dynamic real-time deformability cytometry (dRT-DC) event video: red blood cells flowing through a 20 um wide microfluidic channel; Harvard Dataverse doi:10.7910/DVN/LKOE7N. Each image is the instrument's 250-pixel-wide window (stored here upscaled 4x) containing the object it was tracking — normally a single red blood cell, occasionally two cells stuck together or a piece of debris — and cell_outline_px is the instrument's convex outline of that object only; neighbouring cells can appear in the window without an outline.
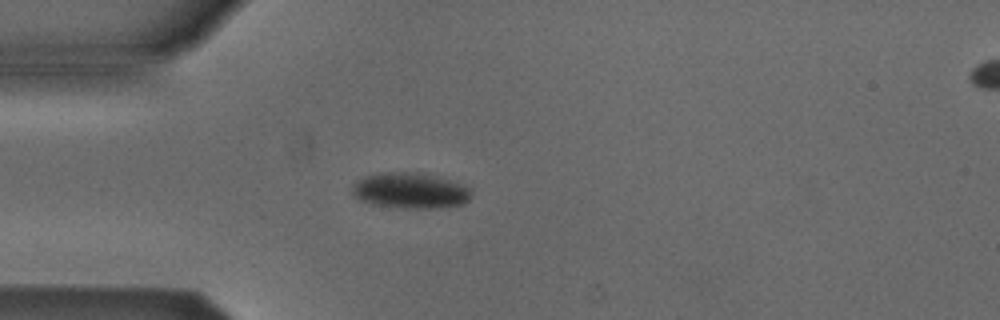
{"species": "Egyptian fruit bat (a non-hibernating species)", "species_latin": "Rousettus aegyptiacus", "temperature_condition": "cold", "stored_images_in_passage": 2, "segment_of_instrument_passage": [1, 2], "camera_frame_rate_fps": 3000, "um_per_image_px": 0.085, "animal": {"sex": "male"}, "frame": {"image": 1, "passage_image": 1, "time_ms": 0.0, "image_size_px": [1000, 320], "cell_outline_px": [[472, 196], [464, 204], [440, 208], [400, 208], [372, 204], [360, 200], [352, 196], [352, 184], [356, 180], [364, 176], [380, 172], [428, 172], [464, 184], [468, 188]], "centroid_in_image_um": [34.87, 16.18], "position_along_channel_um": 50.1, "area_um2": 25.49}}